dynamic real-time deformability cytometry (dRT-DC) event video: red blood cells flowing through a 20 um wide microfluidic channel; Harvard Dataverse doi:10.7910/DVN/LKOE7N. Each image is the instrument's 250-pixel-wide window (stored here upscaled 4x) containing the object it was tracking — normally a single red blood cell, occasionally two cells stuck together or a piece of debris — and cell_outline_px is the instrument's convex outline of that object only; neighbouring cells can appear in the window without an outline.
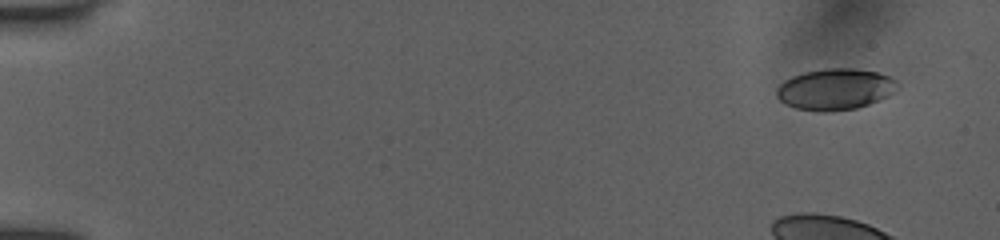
{"species": "human", "species_latin": "Homo sapiens", "temperature_condition": "room temperature", "stored_images_in_passage": 13, "camera_frame_rate_fps": 3000, "um_per_image_px": 0.085, "donor": {"sex": "female"}, "frame": {"image": 1, "passage_image": 3, "time_ms": 1.0, "image_size_px": [1000, 240], "cell_outline_px": [[900, 84], [888, 96], [880, 100], [856, 108], [824, 112], [796, 108], [780, 100], [776, 96], [776, 88], [784, 80], [792, 76], [804, 72], [828, 68], [852, 68], [876, 72], [888, 76], [896, 80]], "centroid_in_image_um": [70.98, 7.58], "position_along_channel_um": 14.0, "area_um2": 28.9}}